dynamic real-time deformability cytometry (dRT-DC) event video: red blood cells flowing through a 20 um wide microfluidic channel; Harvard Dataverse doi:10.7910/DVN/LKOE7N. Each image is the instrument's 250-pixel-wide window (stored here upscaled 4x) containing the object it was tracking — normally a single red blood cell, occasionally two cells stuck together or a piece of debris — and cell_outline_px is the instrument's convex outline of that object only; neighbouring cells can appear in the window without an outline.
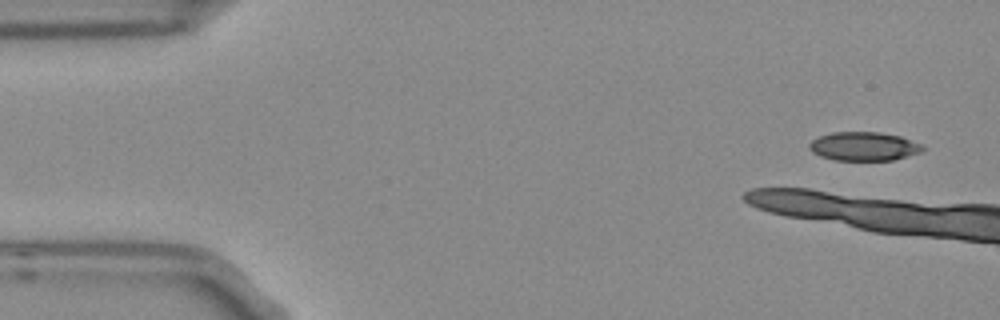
{"species": "Egyptian fruit bat (a non-hibernating species)", "species_latin": "Rousettus aegyptiacus", "temperature_condition": "room temperature", "stored_images_in_passage": 4, "camera_frame_rate_fps": 3000, "um_per_image_px": 0.085, "frame": {"image": 1, "passage_image": 1, "time_ms": 0.0, "image_size_px": [1000, 320], "cell_outline_px": [[924, 148], [920, 152], [892, 160], [836, 160], [820, 156], [812, 152], [808, 148], [808, 144], [812, 140], [820, 136], [832, 132], [880, 132], [900, 136], [924, 144]], "centroid_in_image_um": [73.42, 12.43], "position_along_channel_um": 11.6, "area_um2": 19.02}}